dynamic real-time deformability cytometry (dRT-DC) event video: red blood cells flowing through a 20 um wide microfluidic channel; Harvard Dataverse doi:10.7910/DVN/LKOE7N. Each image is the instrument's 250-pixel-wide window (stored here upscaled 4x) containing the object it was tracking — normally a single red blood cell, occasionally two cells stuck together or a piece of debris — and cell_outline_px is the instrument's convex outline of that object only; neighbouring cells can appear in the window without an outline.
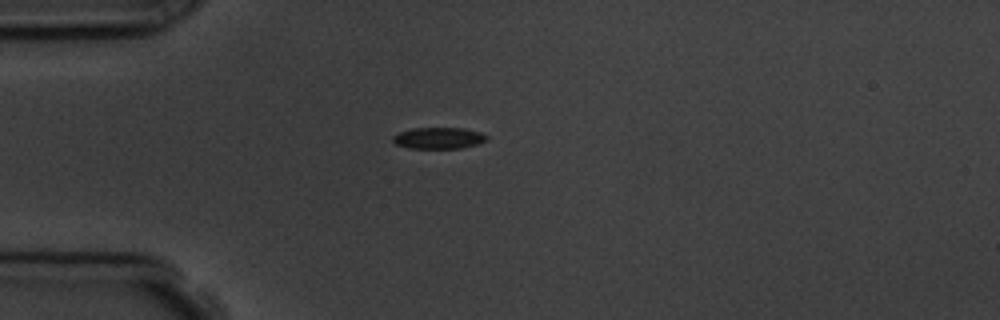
{"species": "common noctule bat (a hibernating species)", "species_latin": "Nyctalus noctula", "temperature_condition": "room temperature", "stored_images_in_passage": 3, "camera_frame_rate_fps": 3000, "um_per_image_px": 0.085, "animal": {"sex": "male", "body_mass_g": 19.5, "forearm_length_mm": 54.6}, "frame": {"image": 1, "passage_image": 3, "time_ms": 2.333, "image_size_px": [1000, 320], "cell_outline_px": [[488, 140], [476, 144], [460, 148], [408, 148], [396, 144], [392, 140], [392, 136], [400, 132], [412, 128], [464, 128], [480, 132], [488, 136]], "centroid_in_image_um": [37.28, 11.73], "position_along_channel_um": 47.7, "area_um2": 11.68}}